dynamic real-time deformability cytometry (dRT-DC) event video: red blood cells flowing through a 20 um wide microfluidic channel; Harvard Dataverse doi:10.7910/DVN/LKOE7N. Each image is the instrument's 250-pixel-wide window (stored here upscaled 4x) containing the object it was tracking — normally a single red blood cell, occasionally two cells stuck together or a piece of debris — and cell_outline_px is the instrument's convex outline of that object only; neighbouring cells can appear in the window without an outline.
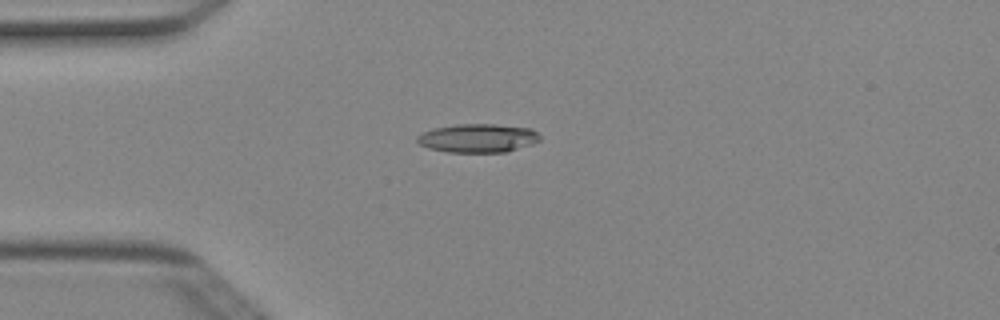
{"species": "Egyptian fruit bat (a non-hibernating species)", "species_latin": "Rousettus aegyptiacus", "temperature_condition": "cold", "stored_images_in_passage": 4, "camera_frame_rate_fps": 3000, "um_per_image_px": 0.085, "animal": {"sex": "female"}, "frame": {"image": 1, "passage_image": 3, "time_ms": 0.667, "image_size_px": [1000, 320], "cell_outline_px": [[540, 140], [532, 144], [508, 152], [448, 152], [428, 148], [420, 144], [416, 140], [416, 136], [432, 128], [456, 124], [496, 124], [532, 128], [540, 136]], "centroid_in_image_um": [40.62, 11.74], "position_along_channel_um": 44.4, "area_um2": 20.63}}